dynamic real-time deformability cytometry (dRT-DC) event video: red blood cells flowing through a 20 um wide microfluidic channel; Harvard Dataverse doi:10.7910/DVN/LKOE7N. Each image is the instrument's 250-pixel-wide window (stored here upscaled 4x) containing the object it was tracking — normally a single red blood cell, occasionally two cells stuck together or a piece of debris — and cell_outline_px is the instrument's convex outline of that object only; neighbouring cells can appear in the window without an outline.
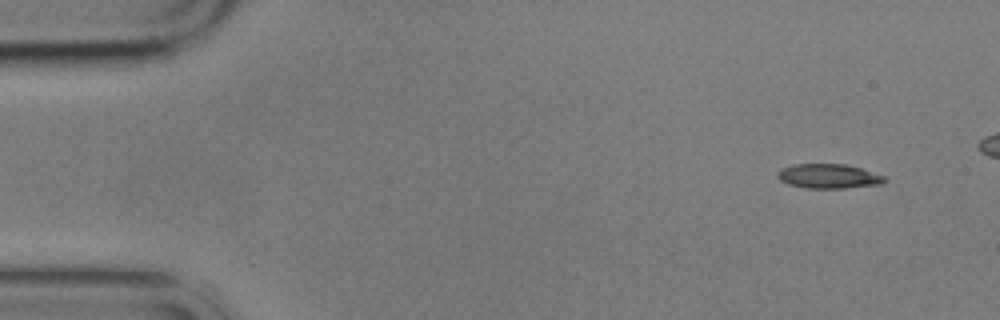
{"species": "common noctule bat (a hibernating species)", "species_latin": "Nyctalus noctula", "temperature_condition": "cold", "stored_images_in_passage": 5, "camera_frame_rate_fps": 3000, "um_per_image_px": 0.085, "animal": {"sex": "male", "body_mass_g": 17.9}, "frame": {"image": 1, "passage_image": 1, "time_ms": 0.0, "image_size_px": [1000, 320], "cell_outline_px": [[888, 180], [880, 184], [844, 188], [804, 188], [788, 184], [780, 180], [776, 176], [776, 172], [784, 168], [796, 164], [844, 164], [860, 168], [884, 176]], "centroid_in_image_um": [70.41, 14.98], "position_along_channel_um": 14.6, "area_um2": 15.14}}